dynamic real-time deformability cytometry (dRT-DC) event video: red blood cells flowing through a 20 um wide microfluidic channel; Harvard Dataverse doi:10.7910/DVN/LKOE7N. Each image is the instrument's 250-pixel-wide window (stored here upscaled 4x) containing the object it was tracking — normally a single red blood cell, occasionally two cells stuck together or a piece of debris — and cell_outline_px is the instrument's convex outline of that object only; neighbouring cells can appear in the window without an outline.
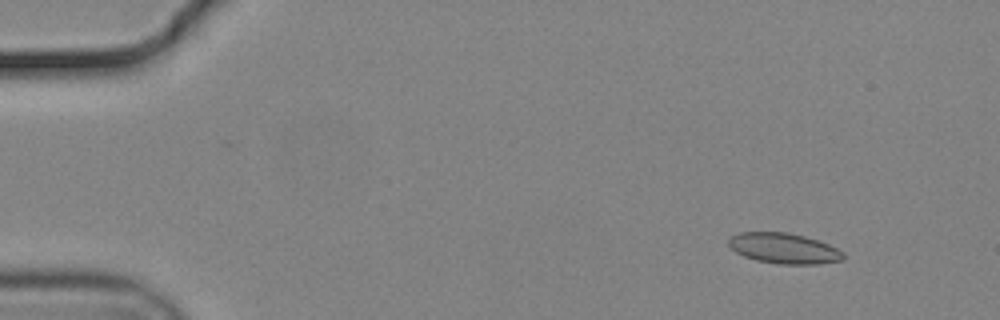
{"species": "common noctule bat (a hibernating species)", "species_latin": "Nyctalus noctula", "temperature_condition": "cold", "stored_images_in_passage": 56, "camera_frame_rate_fps": 3000, "um_per_image_px": 0.085, "animal": {"sex": "male", "body_mass_g": 19.2, "forearm_length_mm": 51.8}, "frame": {"image": 1, "passage_image": 6, "time_ms": 1.667, "image_size_px": [1000, 320], "cell_outline_px": [[844, 260], [816, 264], [780, 264], [756, 260], [744, 256], [736, 252], [728, 244], [728, 240], [732, 236], [740, 232], [788, 232], [804, 236], [828, 244], [844, 252]], "centroid_in_image_um": [66.64, 21.11], "position_along_channel_um": 18.4, "area_um2": 20.29}}
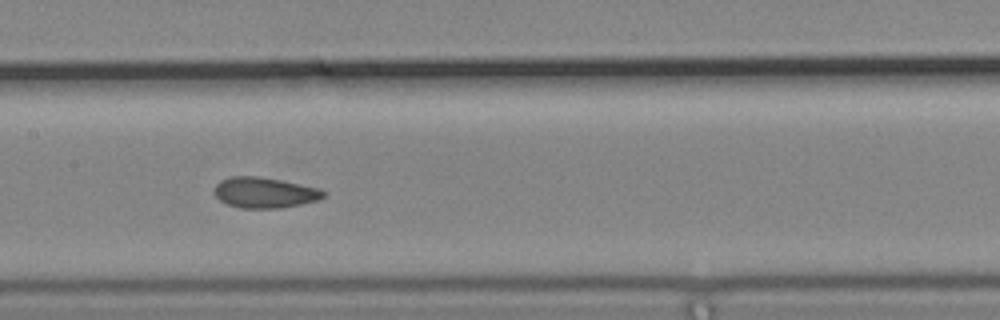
{"frame": {"image": 2, "passage_image": 28, "time_ms": 9.0, "image_size_px": [1000, 320], "cell_outline_px": [[328, 192], [324, 196], [316, 200], [300, 204], [280, 208], [240, 208], [228, 204], [220, 200], [216, 196], [216, 184], [220, 180], [232, 176], [256, 176], [280, 180], [316, 188]], "centroid_in_image_um": [22.47, 16.37], "position_along_channel_um": 184.9, "area_um2": 19.13}}
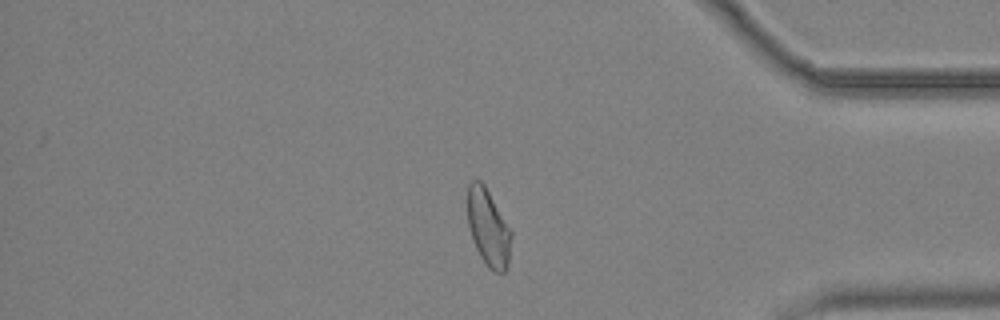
{"frame": {"image": 3, "passage_image": 47, "time_ms": 15.333, "image_size_px": [1000, 320], "cell_outline_px": [[512, 236], [508, 268], [504, 272], [496, 272], [488, 268], [480, 256], [472, 240], [468, 224], [468, 184], [472, 180], [480, 180], [484, 184], [512, 232]], "centroid_in_image_um": [41.51, 19.38], "position_along_channel_um": 393.7, "area_um2": 19.59}, "authors_computed_cell_mechanics": {"area_um2": 19.8832, "velocity_mm_per_s": 3.6946, "shape_relaxation_time_tau1_ms": null, "shape_relaxation_time_tau2_ms": 1.6932, "deformation_change_tau1": null, "deformation_change_tau2": 0.0497}}